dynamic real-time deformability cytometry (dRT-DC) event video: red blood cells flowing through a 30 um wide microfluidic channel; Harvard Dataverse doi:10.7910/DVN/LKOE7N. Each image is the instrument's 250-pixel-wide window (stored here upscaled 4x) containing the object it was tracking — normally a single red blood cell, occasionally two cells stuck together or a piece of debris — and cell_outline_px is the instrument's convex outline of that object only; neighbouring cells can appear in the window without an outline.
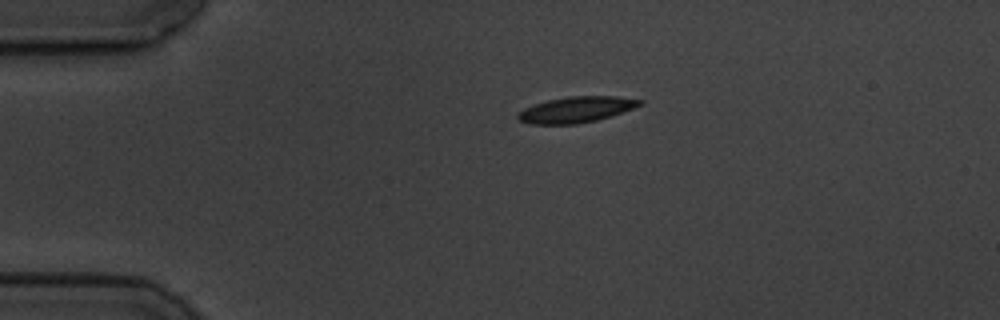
{"species": "common noctule bat (a hibernating species)", "species_latin": "Nyctalus noctula", "temperature_condition": "cold", "stored_images_in_passage": 4, "camera_frame_rate_fps": 3000, "um_per_image_px": 0.085, "animal": {"sex": "male", "body_mass_g": 19.5, "forearm_length_mm": 54.6}, "frame": {"image": 1, "passage_image": 1, "time_ms": 0.0, "image_size_px": [1000, 320], "cell_outline_px": [[644, 104], [596, 120], [576, 124], [528, 124], [520, 120], [516, 116], [524, 108], [548, 100], [568, 96], [616, 96], [644, 100]], "centroid_in_image_um": [48.98, 9.31], "position_along_channel_um": 36.0, "area_um2": 18.15}}
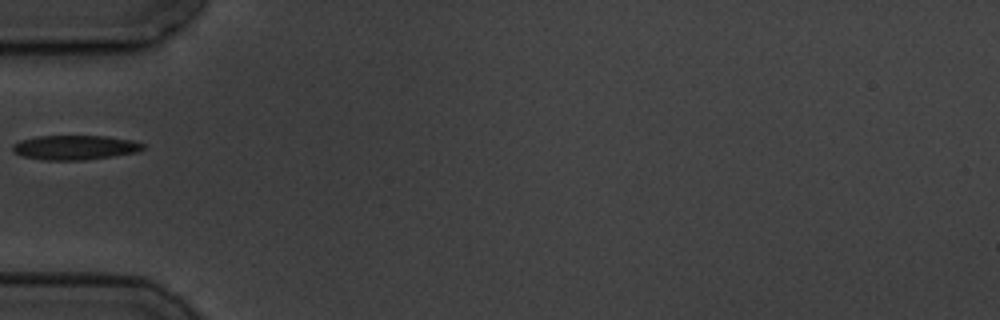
{"frame": {"image": 2, "passage_image": 3, "time_ms": 2.333, "image_size_px": [1000, 320], "cell_outline_px": [[144, 148], [136, 152], [112, 156], [84, 160], [40, 160], [24, 156], [12, 152], [12, 144], [20, 140], [36, 136], [108, 136], [132, 140], [144, 144]], "centroid_in_image_um": [6.33, 12.53], "position_along_channel_um": 78.7, "area_um2": 18.67}}
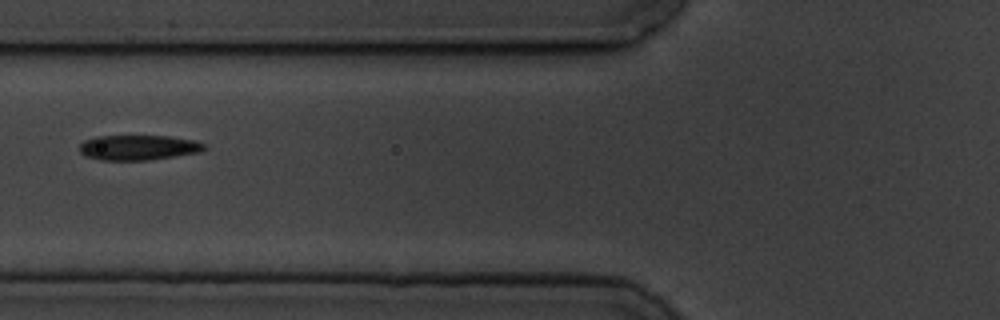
{"frame": {"image": 3, "passage_image": 4, "time_ms": 3.333, "image_size_px": [1000, 320], "cell_outline_px": [[208, 148], [200, 152], [148, 160], [100, 160], [84, 156], [80, 152], [80, 144], [84, 140], [96, 136], [168, 136], [192, 140], [204, 144]], "centroid_in_image_um": [11.73, 12.54], "position_along_channel_um": 114.1, "area_um2": 18.21}}